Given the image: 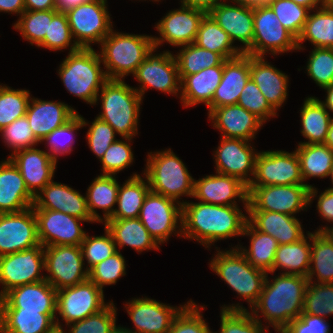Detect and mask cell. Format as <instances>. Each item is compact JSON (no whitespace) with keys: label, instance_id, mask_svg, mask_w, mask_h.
<instances>
[{"label":"cell","instance_id":"cell-1","mask_svg":"<svg viewBox=\"0 0 333 333\" xmlns=\"http://www.w3.org/2000/svg\"><path fill=\"white\" fill-rule=\"evenodd\" d=\"M248 216L238 206L182 202V237L196 240L205 248L233 236L243 235Z\"/></svg>","mask_w":333,"mask_h":333},{"label":"cell","instance_id":"cell-2","mask_svg":"<svg viewBox=\"0 0 333 333\" xmlns=\"http://www.w3.org/2000/svg\"><path fill=\"white\" fill-rule=\"evenodd\" d=\"M270 282L268 273L257 302L251 307L252 316L264 320L280 333L291 321L298 318L304 307V296L308 286L307 277L282 274Z\"/></svg>","mask_w":333,"mask_h":333},{"label":"cell","instance_id":"cell-3","mask_svg":"<svg viewBox=\"0 0 333 333\" xmlns=\"http://www.w3.org/2000/svg\"><path fill=\"white\" fill-rule=\"evenodd\" d=\"M101 63L99 53L93 48H79L68 53L60 64L58 74L67 91L87 104L95 105L97 95L109 80L100 67Z\"/></svg>","mask_w":333,"mask_h":333},{"label":"cell","instance_id":"cell-4","mask_svg":"<svg viewBox=\"0 0 333 333\" xmlns=\"http://www.w3.org/2000/svg\"><path fill=\"white\" fill-rule=\"evenodd\" d=\"M97 95L103 110L99 119L107 122L122 138H132L138 133V120L142 97L124 80H108ZM100 96V97H99Z\"/></svg>","mask_w":333,"mask_h":333},{"label":"cell","instance_id":"cell-5","mask_svg":"<svg viewBox=\"0 0 333 333\" xmlns=\"http://www.w3.org/2000/svg\"><path fill=\"white\" fill-rule=\"evenodd\" d=\"M100 46L99 55L108 79L124 80L125 76L134 74L154 44L153 36L124 34L112 29Z\"/></svg>","mask_w":333,"mask_h":333},{"label":"cell","instance_id":"cell-6","mask_svg":"<svg viewBox=\"0 0 333 333\" xmlns=\"http://www.w3.org/2000/svg\"><path fill=\"white\" fill-rule=\"evenodd\" d=\"M144 177L151 191L178 201L181 196H193L194 179L187 167L169 148L148 153Z\"/></svg>","mask_w":333,"mask_h":333},{"label":"cell","instance_id":"cell-7","mask_svg":"<svg viewBox=\"0 0 333 333\" xmlns=\"http://www.w3.org/2000/svg\"><path fill=\"white\" fill-rule=\"evenodd\" d=\"M210 268L224 280L240 298L251 307L257 302L266 281L267 273L252 266L237 247L217 251Z\"/></svg>","mask_w":333,"mask_h":333},{"label":"cell","instance_id":"cell-8","mask_svg":"<svg viewBox=\"0 0 333 333\" xmlns=\"http://www.w3.org/2000/svg\"><path fill=\"white\" fill-rule=\"evenodd\" d=\"M312 185L248 186L247 211H270L290 216L309 206Z\"/></svg>","mask_w":333,"mask_h":333},{"label":"cell","instance_id":"cell-9","mask_svg":"<svg viewBox=\"0 0 333 333\" xmlns=\"http://www.w3.org/2000/svg\"><path fill=\"white\" fill-rule=\"evenodd\" d=\"M252 45L244 52L251 56L276 55L298 50L297 38L281 25L269 5L254 7Z\"/></svg>","mask_w":333,"mask_h":333},{"label":"cell","instance_id":"cell-10","mask_svg":"<svg viewBox=\"0 0 333 333\" xmlns=\"http://www.w3.org/2000/svg\"><path fill=\"white\" fill-rule=\"evenodd\" d=\"M106 3L107 0H91L66 12L73 40L79 48H92V43L101 44L112 31Z\"/></svg>","mask_w":333,"mask_h":333},{"label":"cell","instance_id":"cell-11","mask_svg":"<svg viewBox=\"0 0 333 333\" xmlns=\"http://www.w3.org/2000/svg\"><path fill=\"white\" fill-rule=\"evenodd\" d=\"M175 202L150 190L141 207L138 218L158 244L173 233L182 236V204Z\"/></svg>","mask_w":333,"mask_h":333},{"label":"cell","instance_id":"cell-12","mask_svg":"<svg viewBox=\"0 0 333 333\" xmlns=\"http://www.w3.org/2000/svg\"><path fill=\"white\" fill-rule=\"evenodd\" d=\"M44 247L39 244L30 249L0 256V298L13 288L45 280Z\"/></svg>","mask_w":333,"mask_h":333},{"label":"cell","instance_id":"cell-13","mask_svg":"<svg viewBox=\"0 0 333 333\" xmlns=\"http://www.w3.org/2000/svg\"><path fill=\"white\" fill-rule=\"evenodd\" d=\"M45 280L57 291L80 284L88 279V270L84 268L81 246L58 245L45 246Z\"/></svg>","mask_w":333,"mask_h":333},{"label":"cell","instance_id":"cell-14","mask_svg":"<svg viewBox=\"0 0 333 333\" xmlns=\"http://www.w3.org/2000/svg\"><path fill=\"white\" fill-rule=\"evenodd\" d=\"M254 179L248 186L307 184L296 151H262L255 160Z\"/></svg>","mask_w":333,"mask_h":333},{"label":"cell","instance_id":"cell-15","mask_svg":"<svg viewBox=\"0 0 333 333\" xmlns=\"http://www.w3.org/2000/svg\"><path fill=\"white\" fill-rule=\"evenodd\" d=\"M156 49L158 48L152 47L146 54L145 60L134 72L133 76L141 83L139 89L137 87L134 89L142 98H144L143 95L148 88L178 95L177 93L180 92V78L176 59L169 51L153 54Z\"/></svg>","mask_w":333,"mask_h":333},{"label":"cell","instance_id":"cell-16","mask_svg":"<svg viewBox=\"0 0 333 333\" xmlns=\"http://www.w3.org/2000/svg\"><path fill=\"white\" fill-rule=\"evenodd\" d=\"M108 304L103 291L89 279L57 291L56 312L66 326L100 312Z\"/></svg>","mask_w":333,"mask_h":333},{"label":"cell","instance_id":"cell-17","mask_svg":"<svg viewBox=\"0 0 333 333\" xmlns=\"http://www.w3.org/2000/svg\"><path fill=\"white\" fill-rule=\"evenodd\" d=\"M185 305L173 307L147 297L133 298L124 307L136 329H120L125 333H168L174 317Z\"/></svg>","mask_w":333,"mask_h":333},{"label":"cell","instance_id":"cell-18","mask_svg":"<svg viewBox=\"0 0 333 333\" xmlns=\"http://www.w3.org/2000/svg\"><path fill=\"white\" fill-rule=\"evenodd\" d=\"M37 219L38 238L45 246H80L86 232L80 227L83 219L60 211L34 210Z\"/></svg>","mask_w":333,"mask_h":333},{"label":"cell","instance_id":"cell-19","mask_svg":"<svg viewBox=\"0 0 333 333\" xmlns=\"http://www.w3.org/2000/svg\"><path fill=\"white\" fill-rule=\"evenodd\" d=\"M40 244L33 207L18 213L0 214V256Z\"/></svg>","mask_w":333,"mask_h":333},{"label":"cell","instance_id":"cell-20","mask_svg":"<svg viewBox=\"0 0 333 333\" xmlns=\"http://www.w3.org/2000/svg\"><path fill=\"white\" fill-rule=\"evenodd\" d=\"M220 141L214 153L216 172L236 177L248 186L253 180L250 175L254 176L258 152L243 139L221 137Z\"/></svg>","mask_w":333,"mask_h":333},{"label":"cell","instance_id":"cell-21","mask_svg":"<svg viewBox=\"0 0 333 333\" xmlns=\"http://www.w3.org/2000/svg\"><path fill=\"white\" fill-rule=\"evenodd\" d=\"M206 13L202 10L181 5L179 9L169 11L155 27L160 37L153 36L155 47L165 41L172 46H185L195 43L198 28Z\"/></svg>","mask_w":333,"mask_h":333},{"label":"cell","instance_id":"cell-22","mask_svg":"<svg viewBox=\"0 0 333 333\" xmlns=\"http://www.w3.org/2000/svg\"><path fill=\"white\" fill-rule=\"evenodd\" d=\"M216 175L194 180L193 196L197 200L220 206H238L242 201L244 208L248 206V186L236 177L215 172Z\"/></svg>","mask_w":333,"mask_h":333},{"label":"cell","instance_id":"cell-23","mask_svg":"<svg viewBox=\"0 0 333 333\" xmlns=\"http://www.w3.org/2000/svg\"><path fill=\"white\" fill-rule=\"evenodd\" d=\"M57 290L46 280L25 284L0 298V311H41L56 314Z\"/></svg>","mask_w":333,"mask_h":333},{"label":"cell","instance_id":"cell-24","mask_svg":"<svg viewBox=\"0 0 333 333\" xmlns=\"http://www.w3.org/2000/svg\"><path fill=\"white\" fill-rule=\"evenodd\" d=\"M33 210H54L70 216L96 222L89 213L87 198L68 185L49 182L34 196Z\"/></svg>","mask_w":333,"mask_h":333},{"label":"cell","instance_id":"cell-25","mask_svg":"<svg viewBox=\"0 0 333 333\" xmlns=\"http://www.w3.org/2000/svg\"><path fill=\"white\" fill-rule=\"evenodd\" d=\"M19 169L29 192L36 196L54 177L57 161L47 151L27 148L8 157Z\"/></svg>","mask_w":333,"mask_h":333},{"label":"cell","instance_id":"cell-26","mask_svg":"<svg viewBox=\"0 0 333 333\" xmlns=\"http://www.w3.org/2000/svg\"><path fill=\"white\" fill-rule=\"evenodd\" d=\"M213 127L221 131V137L254 140L263 121L238 104L225 105L208 112Z\"/></svg>","mask_w":333,"mask_h":333},{"label":"cell","instance_id":"cell-27","mask_svg":"<svg viewBox=\"0 0 333 333\" xmlns=\"http://www.w3.org/2000/svg\"><path fill=\"white\" fill-rule=\"evenodd\" d=\"M209 14L218 25L229 35L233 44L239 41L244 44V53L253 42L254 35V7L226 4L223 0L218 3Z\"/></svg>","mask_w":333,"mask_h":333},{"label":"cell","instance_id":"cell-28","mask_svg":"<svg viewBox=\"0 0 333 333\" xmlns=\"http://www.w3.org/2000/svg\"><path fill=\"white\" fill-rule=\"evenodd\" d=\"M30 101L26 117L33 134L40 143L48 134L66 124L78 113L64 102L38 98H31Z\"/></svg>","mask_w":333,"mask_h":333},{"label":"cell","instance_id":"cell-29","mask_svg":"<svg viewBox=\"0 0 333 333\" xmlns=\"http://www.w3.org/2000/svg\"><path fill=\"white\" fill-rule=\"evenodd\" d=\"M249 79L250 55L242 53L238 57L224 60L221 81L211 101V110L237 104L241 91Z\"/></svg>","mask_w":333,"mask_h":333},{"label":"cell","instance_id":"cell-30","mask_svg":"<svg viewBox=\"0 0 333 333\" xmlns=\"http://www.w3.org/2000/svg\"><path fill=\"white\" fill-rule=\"evenodd\" d=\"M34 196L27 189L19 169L8 158L0 163V214L18 213L33 206Z\"/></svg>","mask_w":333,"mask_h":333},{"label":"cell","instance_id":"cell-31","mask_svg":"<svg viewBox=\"0 0 333 333\" xmlns=\"http://www.w3.org/2000/svg\"><path fill=\"white\" fill-rule=\"evenodd\" d=\"M264 57L250 55V78L277 112L288 96L289 79L282 71L267 63Z\"/></svg>","mask_w":333,"mask_h":333},{"label":"cell","instance_id":"cell-32","mask_svg":"<svg viewBox=\"0 0 333 333\" xmlns=\"http://www.w3.org/2000/svg\"><path fill=\"white\" fill-rule=\"evenodd\" d=\"M223 73V62L218 66L205 68L192 75H179L180 99L184 107L204 103L211 111V101L219 86Z\"/></svg>","mask_w":333,"mask_h":333},{"label":"cell","instance_id":"cell-33","mask_svg":"<svg viewBox=\"0 0 333 333\" xmlns=\"http://www.w3.org/2000/svg\"><path fill=\"white\" fill-rule=\"evenodd\" d=\"M248 222L258 231L271 235L279 245L302 239L304 230L295 216L270 211H247Z\"/></svg>","mask_w":333,"mask_h":333},{"label":"cell","instance_id":"cell-34","mask_svg":"<svg viewBox=\"0 0 333 333\" xmlns=\"http://www.w3.org/2000/svg\"><path fill=\"white\" fill-rule=\"evenodd\" d=\"M59 321L56 314L41 311H0V333H50L63 328Z\"/></svg>","mask_w":333,"mask_h":333},{"label":"cell","instance_id":"cell-35","mask_svg":"<svg viewBox=\"0 0 333 333\" xmlns=\"http://www.w3.org/2000/svg\"><path fill=\"white\" fill-rule=\"evenodd\" d=\"M119 248L125 245L134 248L138 253L149 249L160 250L159 244L150 235L139 218L108 219L104 223Z\"/></svg>","mask_w":333,"mask_h":333},{"label":"cell","instance_id":"cell-36","mask_svg":"<svg viewBox=\"0 0 333 333\" xmlns=\"http://www.w3.org/2000/svg\"><path fill=\"white\" fill-rule=\"evenodd\" d=\"M119 183L115 175H98L87 188V206L91 217L96 222H105L114 213V206L117 203ZM98 209L103 210V218L97 213Z\"/></svg>","mask_w":333,"mask_h":333},{"label":"cell","instance_id":"cell-37","mask_svg":"<svg viewBox=\"0 0 333 333\" xmlns=\"http://www.w3.org/2000/svg\"><path fill=\"white\" fill-rule=\"evenodd\" d=\"M302 239L295 243L278 245L272 267V275L281 268L282 274L300 275L307 277L311 258V232L308 231ZM309 240L307 241V239ZM287 271V272H286Z\"/></svg>","mask_w":333,"mask_h":333},{"label":"cell","instance_id":"cell-38","mask_svg":"<svg viewBox=\"0 0 333 333\" xmlns=\"http://www.w3.org/2000/svg\"><path fill=\"white\" fill-rule=\"evenodd\" d=\"M300 117V131L308 142L299 144H324L332 117L321 100L312 96L306 98L300 110Z\"/></svg>","mask_w":333,"mask_h":333},{"label":"cell","instance_id":"cell-39","mask_svg":"<svg viewBox=\"0 0 333 333\" xmlns=\"http://www.w3.org/2000/svg\"><path fill=\"white\" fill-rule=\"evenodd\" d=\"M309 12L301 35L297 38L298 50L301 44L310 41L314 48H333V8L326 2L322 7Z\"/></svg>","mask_w":333,"mask_h":333},{"label":"cell","instance_id":"cell-40","mask_svg":"<svg viewBox=\"0 0 333 333\" xmlns=\"http://www.w3.org/2000/svg\"><path fill=\"white\" fill-rule=\"evenodd\" d=\"M244 235L250 236V246L247 250L237 245L239 251L252 266L266 273H272L275 253L279 245L277 240L271 235L256 230L248 221L243 230Z\"/></svg>","mask_w":333,"mask_h":333},{"label":"cell","instance_id":"cell-41","mask_svg":"<svg viewBox=\"0 0 333 333\" xmlns=\"http://www.w3.org/2000/svg\"><path fill=\"white\" fill-rule=\"evenodd\" d=\"M139 174L134 173L118 189L117 205L113 215L109 219L138 218L141 207L150 191L149 182L143 180ZM146 181V182H145Z\"/></svg>","mask_w":333,"mask_h":333},{"label":"cell","instance_id":"cell-42","mask_svg":"<svg viewBox=\"0 0 333 333\" xmlns=\"http://www.w3.org/2000/svg\"><path fill=\"white\" fill-rule=\"evenodd\" d=\"M195 44L220 54L225 60L238 57L243 53L240 47L232 45L229 35L209 13L205 14L200 22Z\"/></svg>","mask_w":333,"mask_h":333},{"label":"cell","instance_id":"cell-43","mask_svg":"<svg viewBox=\"0 0 333 333\" xmlns=\"http://www.w3.org/2000/svg\"><path fill=\"white\" fill-rule=\"evenodd\" d=\"M333 283V243L323 232L311 233L309 282Z\"/></svg>","mask_w":333,"mask_h":333},{"label":"cell","instance_id":"cell-44","mask_svg":"<svg viewBox=\"0 0 333 333\" xmlns=\"http://www.w3.org/2000/svg\"><path fill=\"white\" fill-rule=\"evenodd\" d=\"M295 151L304 181L311 177L329 176L333 165V153L325 144H298Z\"/></svg>","mask_w":333,"mask_h":333},{"label":"cell","instance_id":"cell-45","mask_svg":"<svg viewBox=\"0 0 333 333\" xmlns=\"http://www.w3.org/2000/svg\"><path fill=\"white\" fill-rule=\"evenodd\" d=\"M221 324L219 333H266L268 326L255 319L242 305L224 306L220 313ZM214 333V332H213ZM217 333V332H215Z\"/></svg>","mask_w":333,"mask_h":333},{"label":"cell","instance_id":"cell-46","mask_svg":"<svg viewBox=\"0 0 333 333\" xmlns=\"http://www.w3.org/2000/svg\"><path fill=\"white\" fill-rule=\"evenodd\" d=\"M174 55L179 75H192L200 70L220 65L225 59L218 53L201 48L195 43L185 45Z\"/></svg>","mask_w":333,"mask_h":333},{"label":"cell","instance_id":"cell-47","mask_svg":"<svg viewBox=\"0 0 333 333\" xmlns=\"http://www.w3.org/2000/svg\"><path fill=\"white\" fill-rule=\"evenodd\" d=\"M58 11L56 9L45 11H24L20 19L14 23V29H17L22 37L29 41L31 45L38 46L48 34L49 21Z\"/></svg>","mask_w":333,"mask_h":333},{"label":"cell","instance_id":"cell-48","mask_svg":"<svg viewBox=\"0 0 333 333\" xmlns=\"http://www.w3.org/2000/svg\"><path fill=\"white\" fill-rule=\"evenodd\" d=\"M30 99L29 90L0 85V131L26 115Z\"/></svg>","mask_w":333,"mask_h":333},{"label":"cell","instance_id":"cell-49","mask_svg":"<svg viewBox=\"0 0 333 333\" xmlns=\"http://www.w3.org/2000/svg\"><path fill=\"white\" fill-rule=\"evenodd\" d=\"M116 309L110 301L100 312L68 324V333H115L120 329V326H116Z\"/></svg>","mask_w":333,"mask_h":333},{"label":"cell","instance_id":"cell-50","mask_svg":"<svg viewBox=\"0 0 333 333\" xmlns=\"http://www.w3.org/2000/svg\"><path fill=\"white\" fill-rule=\"evenodd\" d=\"M302 312L323 318L333 315V283L309 282Z\"/></svg>","mask_w":333,"mask_h":333},{"label":"cell","instance_id":"cell-51","mask_svg":"<svg viewBox=\"0 0 333 333\" xmlns=\"http://www.w3.org/2000/svg\"><path fill=\"white\" fill-rule=\"evenodd\" d=\"M87 124L86 120L77 113L66 124L48 134L42 142H47L46 144L50 147V152L48 153L51 157L57 161L59 155L70 154L73 149L72 144L74 143L73 136L74 132H76L75 130L83 128Z\"/></svg>","mask_w":333,"mask_h":333},{"label":"cell","instance_id":"cell-52","mask_svg":"<svg viewBox=\"0 0 333 333\" xmlns=\"http://www.w3.org/2000/svg\"><path fill=\"white\" fill-rule=\"evenodd\" d=\"M72 39L67 14L58 11L49 21L48 34H45L44 40L38 47L57 51L70 46L69 52H74L79 47Z\"/></svg>","mask_w":333,"mask_h":333},{"label":"cell","instance_id":"cell-53","mask_svg":"<svg viewBox=\"0 0 333 333\" xmlns=\"http://www.w3.org/2000/svg\"><path fill=\"white\" fill-rule=\"evenodd\" d=\"M269 6L276 14L281 25L298 38L301 35L310 10L291 0H274Z\"/></svg>","mask_w":333,"mask_h":333},{"label":"cell","instance_id":"cell-54","mask_svg":"<svg viewBox=\"0 0 333 333\" xmlns=\"http://www.w3.org/2000/svg\"><path fill=\"white\" fill-rule=\"evenodd\" d=\"M105 234L102 236H88L85 234L84 240L81 243L83 260L87 261L86 269L89 271L93 266L111 257L118 251L116 244L113 241L112 235L104 227ZM89 265V267H88Z\"/></svg>","mask_w":333,"mask_h":333},{"label":"cell","instance_id":"cell-55","mask_svg":"<svg viewBox=\"0 0 333 333\" xmlns=\"http://www.w3.org/2000/svg\"><path fill=\"white\" fill-rule=\"evenodd\" d=\"M204 309L189 300L174 317L168 333H213L201 314Z\"/></svg>","mask_w":333,"mask_h":333},{"label":"cell","instance_id":"cell-56","mask_svg":"<svg viewBox=\"0 0 333 333\" xmlns=\"http://www.w3.org/2000/svg\"><path fill=\"white\" fill-rule=\"evenodd\" d=\"M126 262L118 250L111 257L93 266L88 271V279L94 282L102 291L105 285H113L126 275Z\"/></svg>","mask_w":333,"mask_h":333},{"label":"cell","instance_id":"cell-57","mask_svg":"<svg viewBox=\"0 0 333 333\" xmlns=\"http://www.w3.org/2000/svg\"><path fill=\"white\" fill-rule=\"evenodd\" d=\"M307 61V74L321 88L333 83V48H314Z\"/></svg>","mask_w":333,"mask_h":333},{"label":"cell","instance_id":"cell-58","mask_svg":"<svg viewBox=\"0 0 333 333\" xmlns=\"http://www.w3.org/2000/svg\"><path fill=\"white\" fill-rule=\"evenodd\" d=\"M124 140L117 139L113 142L105 154L99 160L102 164V175H115L125 168H128L134 161V156L131 148V139L133 138H122Z\"/></svg>","mask_w":333,"mask_h":333},{"label":"cell","instance_id":"cell-59","mask_svg":"<svg viewBox=\"0 0 333 333\" xmlns=\"http://www.w3.org/2000/svg\"><path fill=\"white\" fill-rule=\"evenodd\" d=\"M0 133L5 146L7 145V147L12 148L11 150H14L12 153L35 147V145L37 146L40 143L33 134L26 115L14 120L11 124L4 127Z\"/></svg>","mask_w":333,"mask_h":333},{"label":"cell","instance_id":"cell-60","mask_svg":"<svg viewBox=\"0 0 333 333\" xmlns=\"http://www.w3.org/2000/svg\"><path fill=\"white\" fill-rule=\"evenodd\" d=\"M237 104L256 115L264 123L277 114L251 78L241 91Z\"/></svg>","mask_w":333,"mask_h":333},{"label":"cell","instance_id":"cell-61","mask_svg":"<svg viewBox=\"0 0 333 333\" xmlns=\"http://www.w3.org/2000/svg\"><path fill=\"white\" fill-rule=\"evenodd\" d=\"M115 130L98 117L92 122L87 131V143L93 153L101 160L108 147L115 142Z\"/></svg>","mask_w":333,"mask_h":333},{"label":"cell","instance_id":"cell-62","mask_svg":"<svg viewBox=\"0 0 333 333\" xmlns=\"http://www.w3.org/2000/svg\"><path fill=\"white\" fill-rule=\"evenodd\" d=\"M321 316L301 313L291 321L280 333H330L329 323Z\"/></svg>","mask_w":333,"mask_h":333},{"label":"cell","instance_id":"cell-63","mask_svg":"<svg viewBox=\"0 0 333 333\" xmlns=\"http://www.w3.org/2000/svg\"><path fill=\"white\" fill-rule=\"evenodd\" d=\"M317 189L310 187L309 189V204L314 197H319L317 202V210L319 215L326 221L333 223V189H325V191L317 196Z\"/></svg>","mask_w":333,"mask_h":333},{"label":"cell","instance_id":"cell-64","mask_svg":"<svg viewBox=\"0 0 333 333\" xmlns=\"http://www.w3.org/2000/svg\"><path fill=\"white\" fill-rule=\"evenodd\" d=\"M25 11H45L56 9V0H24Z\"/></svg>","mask_w":333,"mask_h":333},{"label":"cell","instance_id":"cell-65","mask_svg":"<svg viewBox=\"0 0 333 333\" xmlns=\"http://www.w3.org/2000/svg\"><path fill=\"white\" fill-rule=\"evenodd\" d=\"M222 0H181V5L209 13Z\"/></svg>","mask_w":333,"mask_h":333},{"label":"cell","instance_id":"cell-66","mask_svg":"<svg viewBox=\"0 0 333 333\" xmlns=\"http://www.w3.org/2000/svg\"><path fill=\"white\" fill-rule=\"evenodd\" d=\"M25 11L24 0H0V12L21 15Z\"/></svg>","mask_w":333,"mask_h":333},{"label":"cell","instance_id":"cell-67","mask_svg":"<svg viewBox=\"0 0 333 333\" xmlns=\"http://www.w3.org/2000/svg\"><path fill=\"white\" fill-rule=\"evenodd\" d=\"M91 0H56V10L66 13L75 7Z\"/></svg>","mask_w":333,"mask_h":333},{"label":"cell","instance_id":"cell-68","mask_svg":"<svg viewBox=\"0 0 333 333\" xmlns=\"http://www.w3.org/2000/svg\"><path fill=\"white\" fill-rule=\"evenodd\" d=\"M291 1H294L298 5L308 8L310 11H314L315 9L322 7L326 3V0H291Z\"/></svg>","mask_w":333,"mask_h":333},{"label":"cell","instance_id":"cell-69","mask_svg":"<svg viewBox=\"0 0 333 333\" xmlns=\"http://www.w3.org/2000/svg\"><path fill=\"white\" fill-rule=\"evenodd\" d=\"M230 1V0H229ZM274 0H231V2L249 6V7H258L262 5H269Z\"/></svg>","mask_w":333,"mask_h":333},{"label":"cell","instance_id":"cell-70","mask_svg":"<svg viewBox=\"0 0 333 333\" xmlns=\"http://www.w3.org/2000/svg\"><path fill=\"white\" fill-rule=\"evenodd\" d=\"M326 90L327 92V96L324 101H321V103L327 108L329 109V111L333 112V83L330 86H327L325 88H323Z\"/></svg>","mask_w":333,"mask_h":333},{"label":"cell","instance_id":"cell-71","mask_svg":"<svg viewBox=\"0 0 333 333\" xmlns=\"http://www.w3.org/2000/svg\"><path fill=\"white\" fill-rule=\"evenodd\" d=\"M324 144L333 153V118L331 119V122L329 125V130L327 132V137H326Z\"/></svg>","mask_w":333,"mask_h":333},{"label":"cell","instance_id":"cell-72","mask_svg":"<svg viewBox=\"0 0 333 333\" xmlns=\"http://www.w3.org/2000/svg\"><path fill=\"white\" fill-rule=\"evenodd\" d=\"M315 232H323L333 243V227H320L318 230H315Z\"/></svg>","mask_w":333,"mask_h":333},{"label":"cell","instance_id":"cell-73","mask_svg":"<svg viewBox=\"0 0 333 333\" xmlns=\"http://www.w3.org/2000/svg\"><path fill=\"white\" fill-rule=\"evenodd\" d=\"M50 333H67V332H65L64 330H63V328H55L52 332H50Z\"/></svg>","mask_w":333,"mask_h":333},{"label":"cell","instance_id":"cell-74","mask_svg":"<svg viewBox=\"0 0 333 333\" xmlns=\"http://www.w3.org/2000/svg\"><path fill=\"white\" fill-rule=\"evenodd\" d=\"M329 176H330L332 184H333V165H332V168L330 170ZM330 189H333V186Z\"/></svg>","mask_w":333,"mask_h":333},{"label":"cell","instance_id":"cell-75","mask_svg":"<svg viewBox=\"0 0 333 333\" xmlns=\"http://www.w3.org/2000/svg\"><path fill=\"white\" fill-rule=\"evenodd\" d=\"M326 2L333 8V0H326Z\"/></svg>","mask_w":333,"mask_h":333},{"label":"cell","instance_id":"cell-76","mask_svg":"<svg viewBox=\"0 0 333 333\" xmlns=\"http://www.w3.org/2000/svg\"><path fill=\"white\" fill-rule=\"evenodd\" d=\"M115 333H125V332H123L121 329H119L117 332H115Z\"/></svg>","mask_w":333,"mask_h":333}]
</instances>
